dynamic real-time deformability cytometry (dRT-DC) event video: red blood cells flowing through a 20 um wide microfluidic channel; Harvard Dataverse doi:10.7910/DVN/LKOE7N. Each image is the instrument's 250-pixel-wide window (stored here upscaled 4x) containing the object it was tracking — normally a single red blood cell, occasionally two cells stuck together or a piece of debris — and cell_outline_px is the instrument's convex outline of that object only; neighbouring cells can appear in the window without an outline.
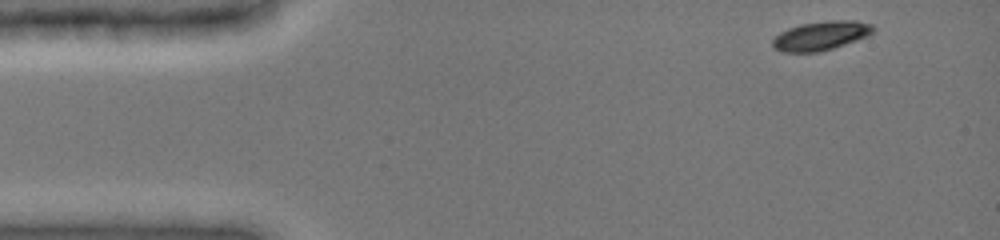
{"species": "common noctule bat (a hibernating species)", "species_latin": "Nyctalus noctula", "temperature_condition": "cold", "stored_images_in_passage": 85, "camera_frame_rate_fps": 3000, "um_per_image_px": 0.085, "animal": {"sex": "female", "body_mass_g": 19.0, "forearm_length_mm": 51.5}, "frame": {"image": 1, "passage_image": 1, "time_ms": 0.0, "image_size_px": [1000, 240], "cell_outline_px": [[876, 28], [868, 36], [820, 52], [784, 52], [772, 48], [772, 40], [780, 32], [788, 28], [800, 24], [832, 20], [856, 20], [872, 24]], "centroid_in_image_um": [69.77, 3.03], "position_along_channel_um": 15.2, "area_um2": 17.05}}
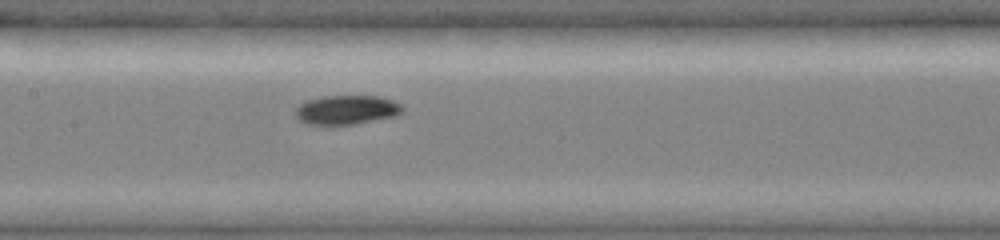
{"frame": {"image": 2, "passage_image": 50, "time_ms": 6.333, "image_size_px": [1000, 240], "cell_outline_px": [[404, 112], [396, 116], [332, 128], [324, 128], [308, 124], [300, 120], [296, 116], [296, 108], [300, 104], [308, 100], [324, 96], [380, 96], [392, 100], [400, 104], [404, 108]], "centroid_in_image_um": [29.45, 9.38], "position_along_channel_um": 178.0, "area_um2": 18.84}}
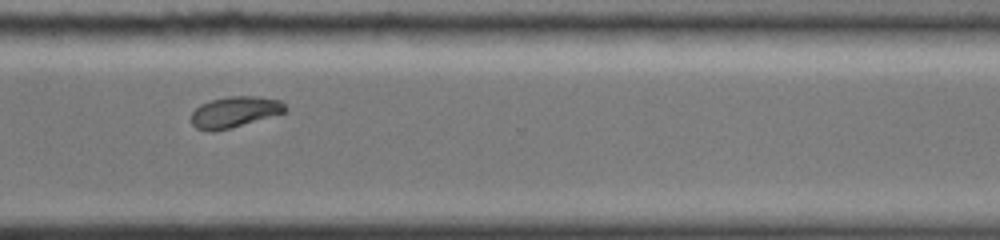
{"frame": {"image": 3, "passage_image": 84, "time_ms": 10.667, "image_size_px": [1000, 240], "cell_outline_px": [[288, 108], [284, 112], [228, 128], [212, 132], [208, 132], [196, 128], [192, 124], [192, 112], [200, 104], [212, 100], [228, 96], [256, 96], [280, 100]], "centroid_in_image_um": [19.91, 9.51], "position_along_channel_um": 350.7, "area_um2": 16.65}}